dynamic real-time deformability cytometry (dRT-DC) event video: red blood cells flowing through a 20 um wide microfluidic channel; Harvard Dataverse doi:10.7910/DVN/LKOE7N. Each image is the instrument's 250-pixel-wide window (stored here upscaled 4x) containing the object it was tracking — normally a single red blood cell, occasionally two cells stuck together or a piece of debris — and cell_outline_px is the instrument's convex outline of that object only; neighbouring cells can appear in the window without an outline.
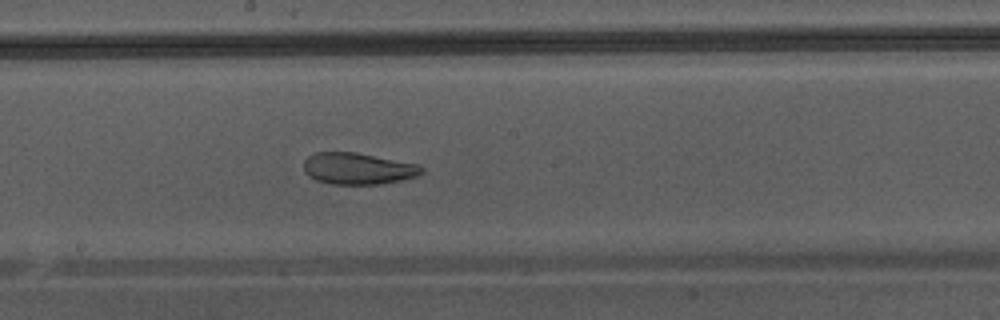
{"species": "Egyptian fruit bat (a non-hibernating species)", "species_latin": "Rousettus aegyptiacus", "temperature_condition": "warm", "stored_images_in_passage": 48, "camera_frame_rate_fps": 3000, "um_per_image_px": 0.085, "animal": {"sex": "male"}, "frame": {"image": 1, "passage_image": 28, "time_ms": 9.0, "image_size_px": [1000, 320], "cell_outline_px": [[424, 172], [416, 176], [404, 180], [380, 184], [332, 184], [316, 180], [308, 176], [304, 172], [304, 160], [308, 156], [316, 152], [356, 152], [420, 164], [424, 168]], "centroid_in_image_um": [30.45, 14.33], "position_along_channel_um": 217.7, "area_um2": 21.96}}